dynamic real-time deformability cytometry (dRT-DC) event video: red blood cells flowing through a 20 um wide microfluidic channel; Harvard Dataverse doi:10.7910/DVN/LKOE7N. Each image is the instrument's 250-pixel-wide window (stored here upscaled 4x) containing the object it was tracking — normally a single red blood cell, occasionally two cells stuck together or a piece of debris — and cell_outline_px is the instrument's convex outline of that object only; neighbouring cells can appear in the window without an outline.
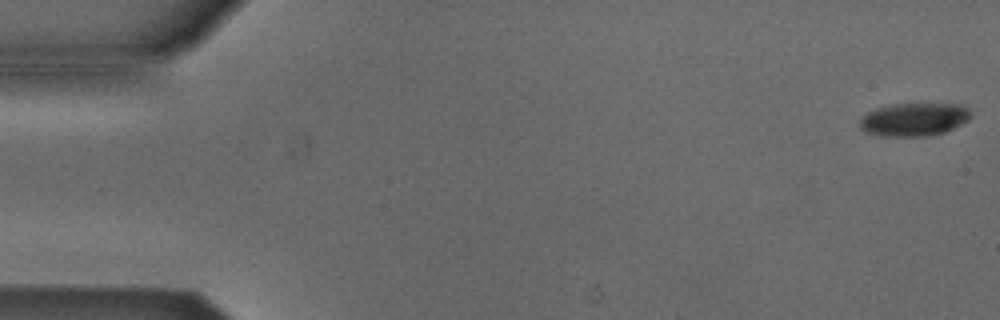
{"species": "Egyptian fruit bat (a non-hibernating species)", "species_latin": "Rousettus aegyptiacus", "temperature_condition": "cold", "stored_images_in_passage": 53, "camera_frame_rate_fps": 3000, "um_per_image_px": 0.085, "animal": {"sex": "male"}, "frame": {"image": 1, "passage_image": 1, "time_ms": 0.0, "image_size_px": [1000, 320], "cell_outline_px": [[972, 116], [968, 120], [944, 132], [928, 136], [880, 136], [864, 132], [860, 128], [860, 120], [868, 112], [876, 108], [896, 104], [964, 104], [972, 112]], "centroid_in_image_um": [77.71, 10.15], "position_along_channel_um": 7.3, "area_um2": 21.44}}
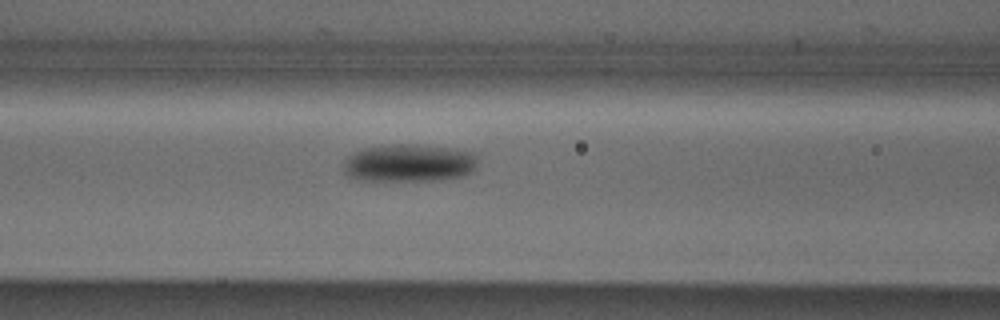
{"frame": {"image": 2, "passage_image": 22, "time_ms": 7.0, "image_size_px": [1000, 320], "cell_outline_px": [[476, 168], [464, 176], [428, 180], [360, 180], [348, 176], [344, 164], [344, 160], [348, 156], [360, 148], [392, 144], [416, 144], [452, 148], [476, 152]], "centroid_in_image_um": [34.78, 13.83], "position_along_channel_um": 131.8, "area_um2": 29.54}}
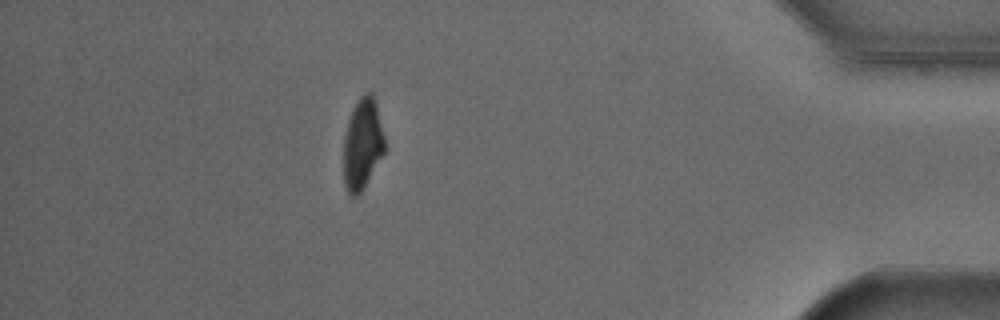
{"frame": {"image": 3, "passage_image": 47, "time_ms": 15.333, "image_size_px": [1000, 320], "cell_outline_px": [[384, 152], [364, 188], [356, 196], [352, 196], [348, 192], [344, 184], [344, 136], [348, 120], [352, 108], [360, 96], [364, 92], [372, 92], [376, 100], [384, 136]], "centroid_in_image_um": [30.81, 12.19], "position_along_channel_um": 404.4, "area_um2": 21.85}, "authors_computed_cell_mechanics": {"area_um2": 24.9118, "velocity_mm_per_s": 3.8695, "shape_relaxation_time_tau1_ms": 2.0653, "shape_relaxation_time_tau2_ms": null, "deformation_change_tau1": 0.1243, "deformation_change_tau2": null}}